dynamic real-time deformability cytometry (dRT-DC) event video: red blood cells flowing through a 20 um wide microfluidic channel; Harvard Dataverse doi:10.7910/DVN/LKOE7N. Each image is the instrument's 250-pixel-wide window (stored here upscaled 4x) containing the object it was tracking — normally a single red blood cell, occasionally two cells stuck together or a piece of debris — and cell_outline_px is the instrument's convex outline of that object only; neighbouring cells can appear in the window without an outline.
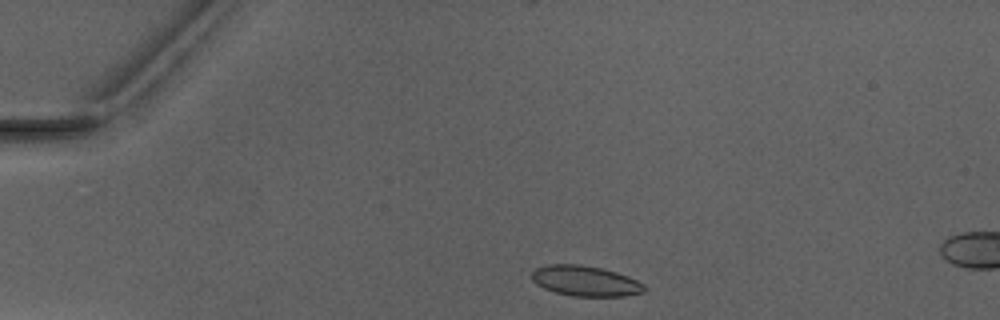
{"species": "Egyptian fruit bat (a non-hibernating species)", "species_latin": "Rousettus aegyptiacus", "temperature_condition": "warm", "stored_images_in_passage": 3, "camera_frame_rate_fps": 3000, "um_per_image_px": 0.085, "animal": {"sex": "male"}, "frame": {"image": 1, "passage_image": 1, "time_ms": 0.0, "image_size_px": [1000, 320], "cell_outline_px": [[648, 288], [644, 292], [624, 296], [572, 296], [556, 292], [544, 288], [536, 284], [532, 280], [532, 272], [536, 268], [548, 264], [580, 264], [600, 268], [616, 272], [628, 276], [644, 284]], "centroid_in_image_um": [49.77, 23.88], "position_along_channel_um": 35.2, "area_um2": 19.94}}